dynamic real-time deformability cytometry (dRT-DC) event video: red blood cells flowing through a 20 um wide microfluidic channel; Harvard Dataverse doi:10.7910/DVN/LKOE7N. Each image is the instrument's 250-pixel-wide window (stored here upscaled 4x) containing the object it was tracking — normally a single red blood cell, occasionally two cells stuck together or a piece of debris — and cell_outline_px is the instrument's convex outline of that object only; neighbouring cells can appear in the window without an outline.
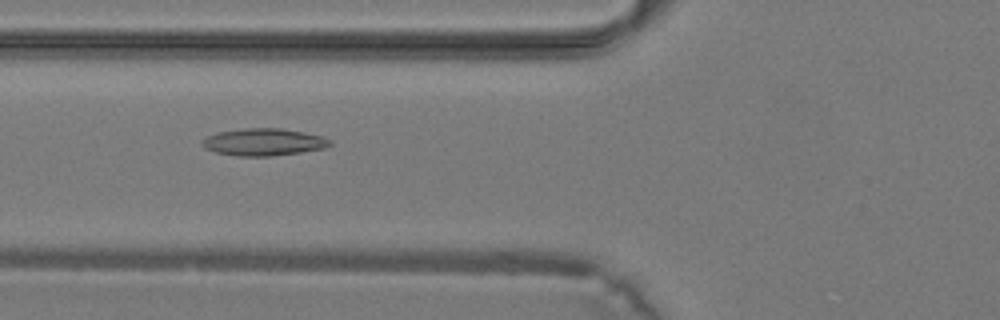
{"species": "common noctule bat (a hibernating species)", "species_latin": "Nyctalus noctula", "temperature_condition": "warm", "stored_images_in_passage": 23, "camera_frame_rate_fps": 3000, "um_per_image_px": 0.085, "animal": {"sex": "male", "body_mass_g": 19.2, "forearm_length_mm": 51.8}, "frame": {"image": 1, "passage_image": 4, "time_ms": 1.0, "image_size_px": [1000, 320], "cell_outline_px": [[332, 144], [324, 148], [300, 152], [268, 156], [236, 156], [216, 152], [204, 148], [200, 144], [208, 136], [220, 132], [244, 128], [280, 128], [304, 132], [324, 136], [332, 140]], "centroid_in_image_um": [22.44, 12.07], "position_along_channel_um": 103.4, "area_um2": 20.17}}
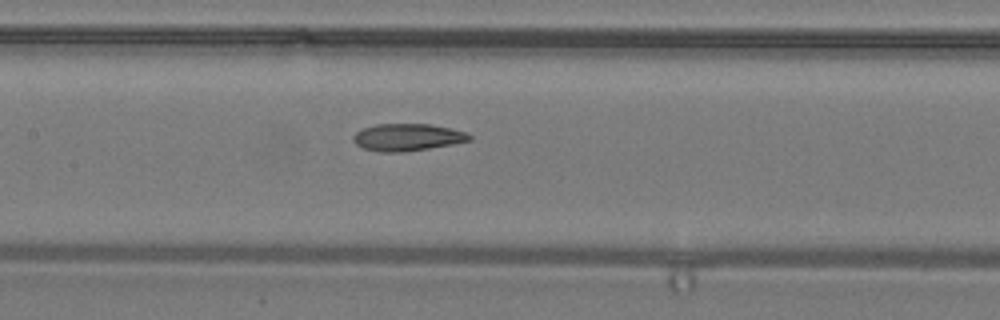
{"frame": {"image": 2, "passage_image": 8, "time_ms": 2.333, "image_size_px": [1000, 320], "cell_outline_px": [[472, 140], [452, 144], [404, 152], [380, 152], [364, 148], [356, 144], [352, 140], [352, 136], [356, 132], [364, 128], [376, 124], [428, 124], [448, 128], [464, 132], [472, 136]], "centroid_in_image_um": [34.59, 11.67], "position_along_channel_um": 172.8, "area_um2": 18.21}}
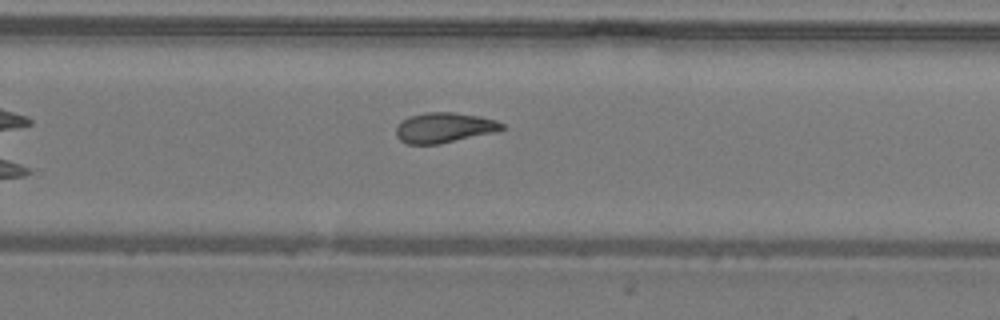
{"frame": {"image": 3, "passage_image": 15, "time_ms": 4.667, "image_size_px": [1000, 320], "cell_outline_px": [[504, 128], [496, 132], [440, 144], [408, 144], [400, 140], [396, 136], [396, 128], [408, 116], [428, 112], [452, 112], [480, 116], [496, 120], [504, 124]], "centroid_in_image_um": [37.78, 10.85], "position_along_channel_um": 292.0, "area_um2": 18.61}}